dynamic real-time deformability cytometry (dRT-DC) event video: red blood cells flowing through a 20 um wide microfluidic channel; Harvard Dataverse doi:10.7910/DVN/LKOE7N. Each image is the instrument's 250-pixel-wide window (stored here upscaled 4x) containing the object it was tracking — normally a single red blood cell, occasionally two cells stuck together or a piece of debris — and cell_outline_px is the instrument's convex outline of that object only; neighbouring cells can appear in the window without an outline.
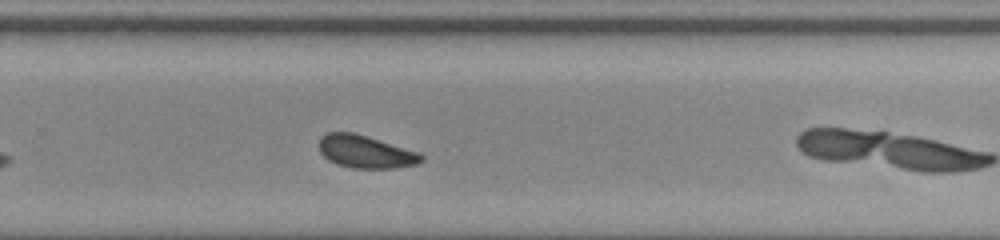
{"species": "common noctule bat (a hibernating species)", "species_latin": "Nyctalus noctula", "temperature_condition": "room temperature", "stored_images_in_passage": 29, "camera_frame_rate_fps": 3000, "um_per_image_px": 0.085, "animal": {"sex": "male", "body_mass_g": 20.0, "forearm_length_mm": 53.3}, "frame": {"image": 1, "passage_image": 17, "time_ms": 5.333, "image_size_px": [1000, 240], "cell_outline_px": [[424, 160], [416, 164], [396, 168], [352, 168], [336, 164], [328, 160], [320, 152], [320, 140], [328, 132], [352, 132], [420, 152], [424, 156]], "centroid_in_image_um": [31.1, 12.91], "position_along_channel_um": 298.7, "area_um2": 19.36}}